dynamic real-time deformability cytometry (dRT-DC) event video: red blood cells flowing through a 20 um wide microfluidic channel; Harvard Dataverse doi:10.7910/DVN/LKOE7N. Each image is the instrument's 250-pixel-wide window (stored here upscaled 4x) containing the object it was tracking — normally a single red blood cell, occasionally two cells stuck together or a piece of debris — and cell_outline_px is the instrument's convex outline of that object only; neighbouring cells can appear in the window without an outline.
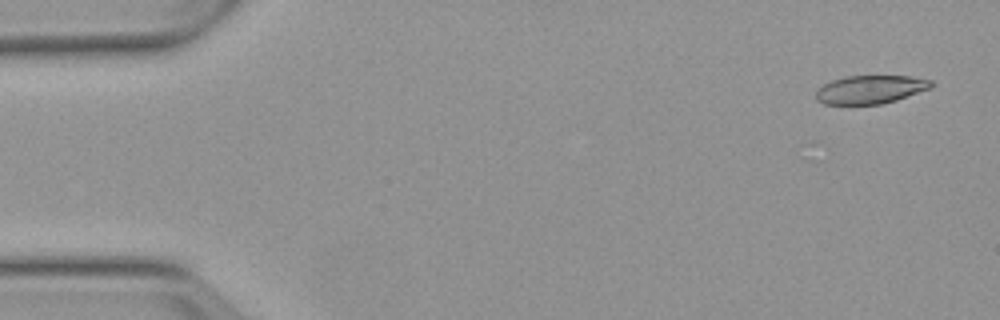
{"species": "Egyptian fruit bat (a non-hibernating species)", "species_latin": "Rousettus aegyptiacus", "temperature_condition": "warm", "stored_images_in_passage": 5, "camera_frame_rate_fps": 3000, "um_per_image_px": 0.085, "animal": {"sex": "female"}, "frame": {"image": 1, "passage_image": 1, "time_ms": 0.0, "image_size_px": [1000, 320], "cell_outline_px": [[936, 84], [932, 88], [896, 100], [880, 104], [824, 104], [816, 100], [816, 92], [824, 84], [832, 80], [844, 76], [912, 76], [932, 80]], "centroid_in_image_um": [74.03, 7.6], "position_along_channel_um": 11.0, "area_um2": 19.13}}
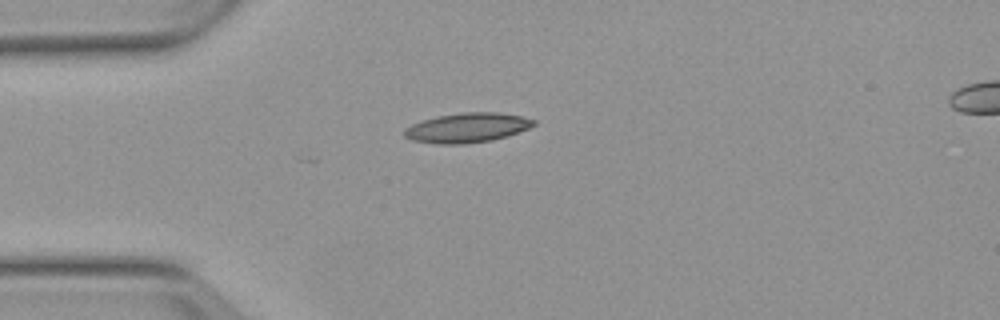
{"frame": {"image": 2, "passage_image": 4, "time_ms": 3.667, "image_size_px": [1000, 320], "cell_outline_px": [[536, 124], [528, 128], [508, 136], [492, 140], [464, 144], [436, 144], [412, 140], [404, 136], [404, 128], [412, 124], [436, 116], [460, 112], [500, 112], [520, 116], [536, 120]], "centroid_in_image_um": [39.7, 10.85], "position_along_channel_um": 45.3, "area_um2": 22.43}}